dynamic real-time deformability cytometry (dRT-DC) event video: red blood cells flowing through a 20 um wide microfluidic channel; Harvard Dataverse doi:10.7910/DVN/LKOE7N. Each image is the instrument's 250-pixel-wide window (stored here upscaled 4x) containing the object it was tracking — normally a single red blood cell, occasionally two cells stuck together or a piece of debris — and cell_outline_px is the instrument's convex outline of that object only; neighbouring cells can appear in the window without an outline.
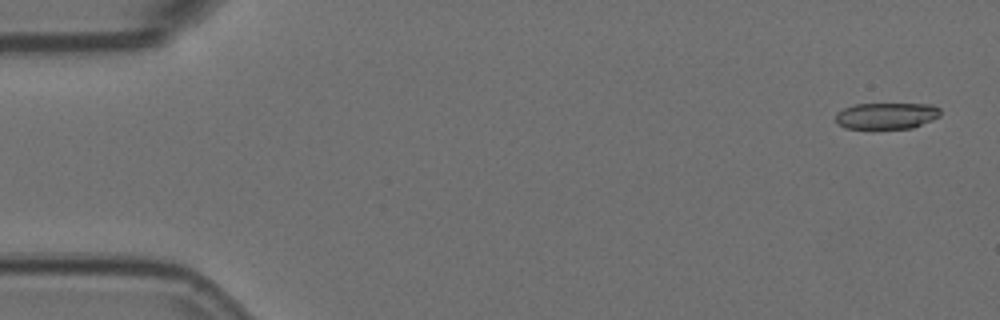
{"species": "Egyptian fruit bat (a non-hibernating species)", "species_latin": "Rousettus aegyptiacus", "temperature_condition": "room temperature", "stored_images_in_passage": 5, "camera_frame_rate_fps": 3000, "um_per_image_px": 0.085, "animal": {"sex": "female"}, "frame": {"image": 1, "passage_image": 1, "time_ms": 0.0, "image_size_px": [1000, 320], "cell_outline_px": [[940, 116], [932, 120], [912, 128], [872, 132], [844, 128], [836, 124], [836, 112], [844, 108], [856, 104], [932, 104], [940, 108]], "centroid_in_image_um": [75.29, 9.9], "position_along_channel_um": 9.7, "area_um2": 17.11}}
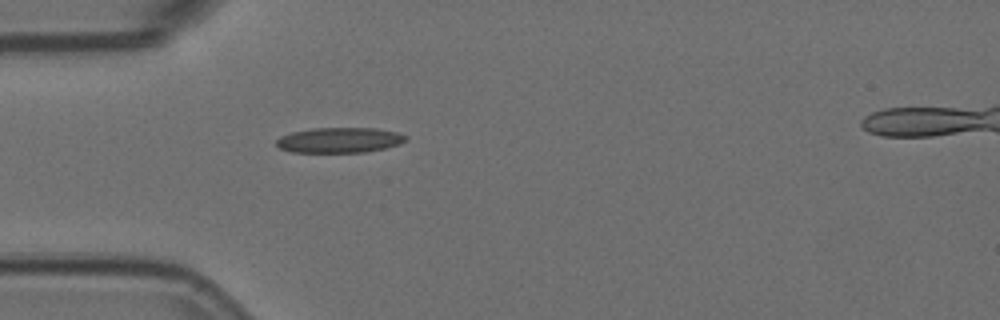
{"frame": {"image": 2, "passage_image": 5, "time_ms": 1.333, "image_size_px": [1000, 320], "cell_outline_px": [[408, 136], [400, 144], [384, 148], [364, 152], [292, 152], [280, 148], [276, 144], [276, 140], [280, 136], [292, 132], [312, 128], [376, 128], [396, 132]], "centroid_in_image_um": [28.84, 11.9], "position_along_channel_um": 56.2, "area_um2": 18.96}}